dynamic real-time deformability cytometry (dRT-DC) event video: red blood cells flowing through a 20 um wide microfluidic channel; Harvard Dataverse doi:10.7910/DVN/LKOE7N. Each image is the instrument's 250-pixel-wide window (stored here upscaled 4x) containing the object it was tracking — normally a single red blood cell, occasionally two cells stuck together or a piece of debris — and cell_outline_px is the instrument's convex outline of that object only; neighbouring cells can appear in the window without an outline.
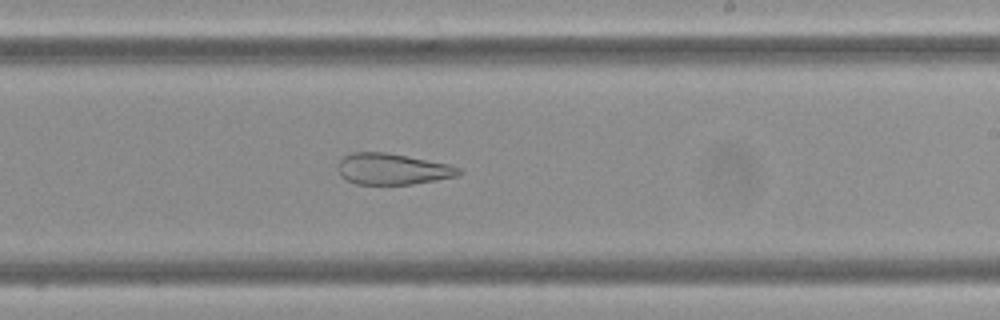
{"species": "Egyptian fruit bat (a non-hibernating species)", "species_latin": "Rousettus aegyptiacus", "temperature_condition": "cold", "stored_images_in_passage": 33, "camera_frame_rate_fps": 3000, "um_per_image_px": 0.085, "frame": {"image": 1, "passage_image": 20, "time_ms": 6.333, "image_size_px": [1000, 320], "cell_outline_px": [[464, 172], [456, 176], [436, 180], [412, 184], [356, 184], [340, 176], [336, 168], [340, 160], [344, 156], [352, 152], [384, 152], [448, 164], [460, 168]], "centroid_in_image_um": [33.33, 14.37], "position_along_channel_um": 255.7, "area_um2": 21.85}}